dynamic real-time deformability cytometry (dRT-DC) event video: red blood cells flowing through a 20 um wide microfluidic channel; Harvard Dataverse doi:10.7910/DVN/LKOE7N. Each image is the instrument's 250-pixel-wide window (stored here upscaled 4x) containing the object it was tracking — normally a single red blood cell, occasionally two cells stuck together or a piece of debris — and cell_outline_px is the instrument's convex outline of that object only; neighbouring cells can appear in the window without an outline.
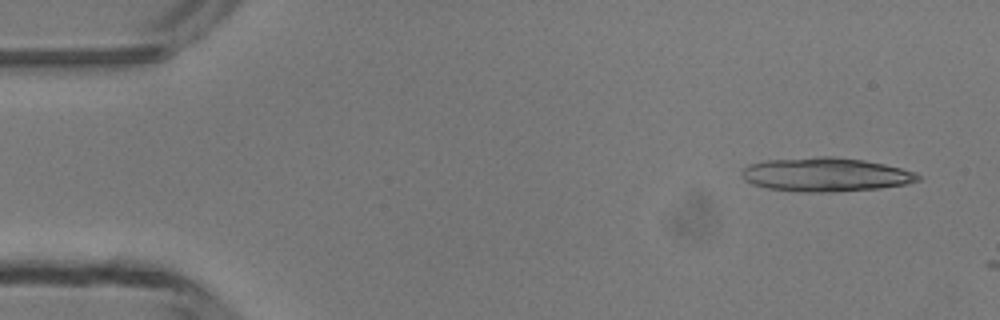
{"species": "common noctule bat (a hibernating species)", "species_latin": "Nyctalus noctula", "temperature_condition": "room temperature", "stored_images_in_passage": 2, "camera_frame_rate_fps": 3000, "um_per_image_px": 0.085, "animal": {"sex": "male", "body_mass_g": 13.3}, "frame": {"image": 1, "passage_image": 1, "time_ms": 0.0, "image_size_px": [1000, 320], "cell_outline_px": [[920, 180], [904, 184], [880, 188], [832, 192], [800, 192], [768, 188], [752, 184], [744, 180], [740, 172], [748, 164], [764, 160], [820, 156], [832, 156], [864, 160], [884, 164], [916, 172], [920, 176]], "centroid_in_image_um": [70.14, 14.83], "position_along_channel_um": 14.9, "area_um2": 34.91}}